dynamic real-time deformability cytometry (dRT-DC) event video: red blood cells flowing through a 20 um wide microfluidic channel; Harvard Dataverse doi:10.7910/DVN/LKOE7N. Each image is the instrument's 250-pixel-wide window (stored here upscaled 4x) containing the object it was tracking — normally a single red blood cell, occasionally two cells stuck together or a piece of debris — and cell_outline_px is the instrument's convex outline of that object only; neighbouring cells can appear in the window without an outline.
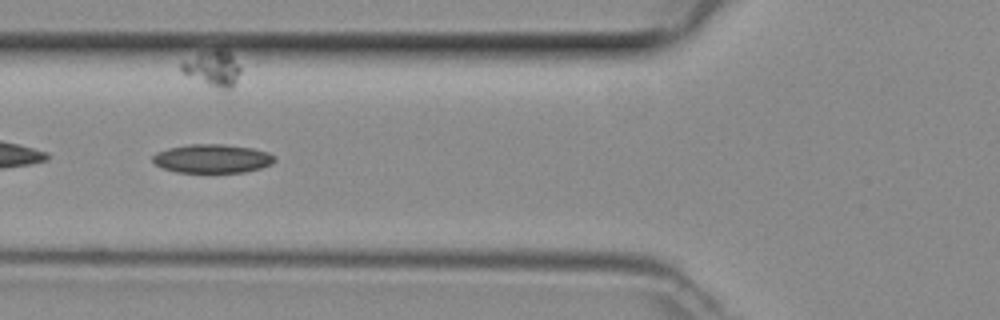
{"species": "common noctule bat (a hibernating species)", "species_latin": "Nyctalus noctula", "temperature_condition": "room temperature", "stored_images_in_passage": 48, "camera_frame_rate_fps": 3000, "um_per_image_px": 0.085, "animal": {"sex": "female", "body_mass_g": 29.2, "forearm_length_mm": 56.3}, "frame": {"image": 1, "passage_image": 18, "time_ms": 5.667, "image_size_px": [1000, 320], "cell_outline_px": [[276, 160], [272, 164], [260, 168], [244, 172], [176, 172], [164, 168], [156, 164], [152, 160], [152, 156], [156, 152], [168, 148], [188, 144], [224, 144], [252, 148], [268, 152], [276, 156]], "centroid_in_image_um": [18.06, 13.47], "position_along_channel_um": 107.7, "area_um2": 20.46}}
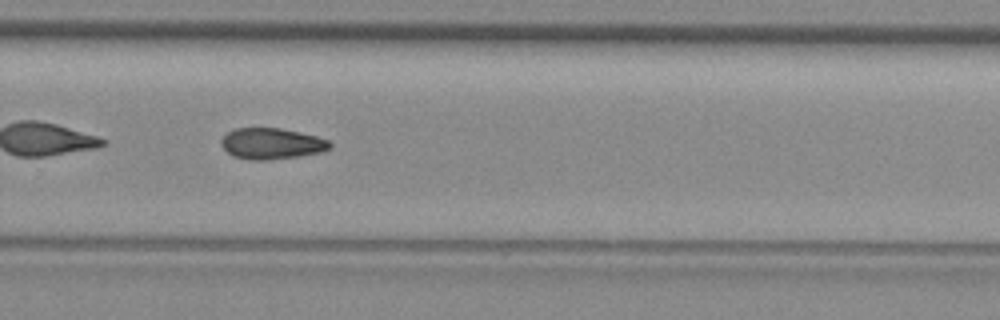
{"frame": {"image": 2, "passage_image": 32, "time_ms": 10.333, "image_size_px": [1000, 320], "cell_outline_px": [[332, 144], [328, 148], [320, 152], [300, 156], [268, 160], [252, 160], [232, 156], [220, 144], [220, 140], [228, 132], [236, 128], [280, 128], [300, 132], [316, 136], [328, 140]], "centroid_in_image_um": [23.06, 12.21], "position_along_channel_um": 306.7, "area_um2": 19.59}}
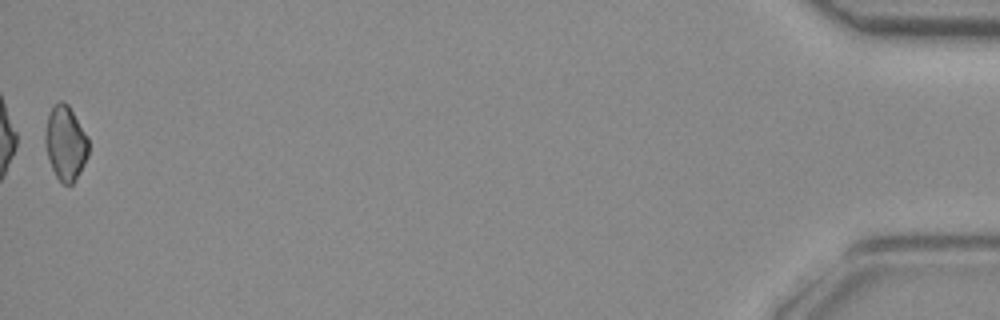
{"frame": {"image": 3, "passage_image": 48, "time_ms": 15.667, "image_size_px": [1000, 320], "cell_outline_px": [[88, 156], [76, 180], [72, 184], [64, 184], [56, 176], [52, 168], [48, 156], [44, 140], [48, 116], [52, 104], [60, 100], [64, 100], [68, 104], [88, 136]], "centroid_in_image_um": [5.58, 12.13], "position_along_channel_um": 429.6, "area_um2": 18.84}}